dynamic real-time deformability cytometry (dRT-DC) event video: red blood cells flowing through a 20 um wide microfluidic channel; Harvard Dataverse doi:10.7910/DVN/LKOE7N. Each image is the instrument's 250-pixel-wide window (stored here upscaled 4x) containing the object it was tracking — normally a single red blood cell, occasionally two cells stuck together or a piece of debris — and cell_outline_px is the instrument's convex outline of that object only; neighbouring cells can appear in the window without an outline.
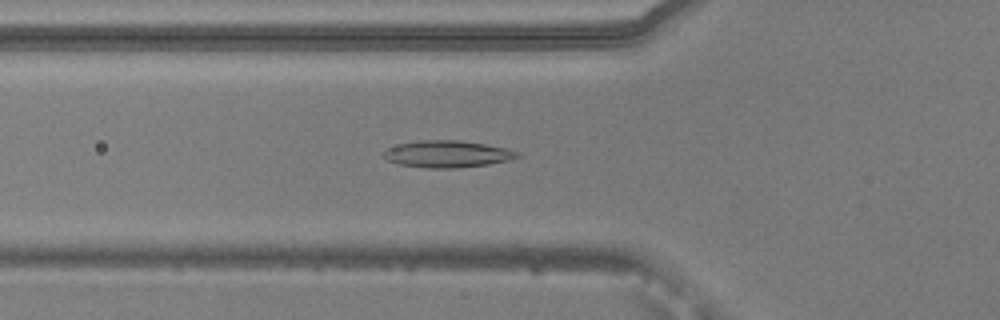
{"species": "common noctule bat (a hibernating species)", "species_latin": "Nyctalus noctula", "temperature_condition": "warm", "stored_images_in_passage": 52, "camera_frame_rate_fps": 3000, "um_per_image_px": 0.085, "animal": {"sex": "male", "body_mass_g": 20.5, "forearm_length_mm": 52.5}, "frame": {"image": 1, "passage_image": 18, "time_ms": 5.667, "image_size_px": [1000, 320], "cell_outline_px": [[520, 156], [508, 160], [488, 164], [456, 168], [424, 168], [400, 164], [388, 160], [384, 156], [384, 152], [388, 148], [400, 144], [420, 140], [460, 140], [484, 144], [504, 148], [520, 152]], "centroid_in_image_um": [38.03, 13.09], "position_along_channel_um": 87.8, "area_um2": 20.69}}
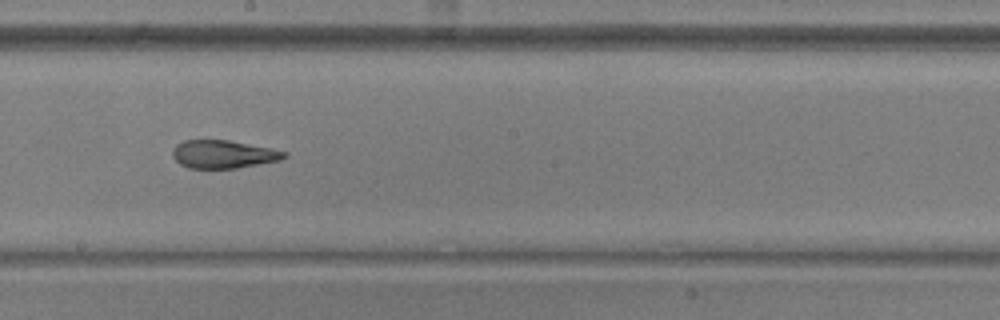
{"frame": {"image": 2, "passage_image": 29, "time_ms": 9.333, "image_size_px": [1000, 320], "cell_outline_px": [[288, 156], [280, 160], [236, 168], [188, 168], [180, 164], [172, 156], [172, 148], [176, 144], [184, 140], [228, 140], [288, 152]], "centroid_in_image_um": [18.95, 13.11], "position_along_channel_um": 229.3, "area_um2": 18.15}}
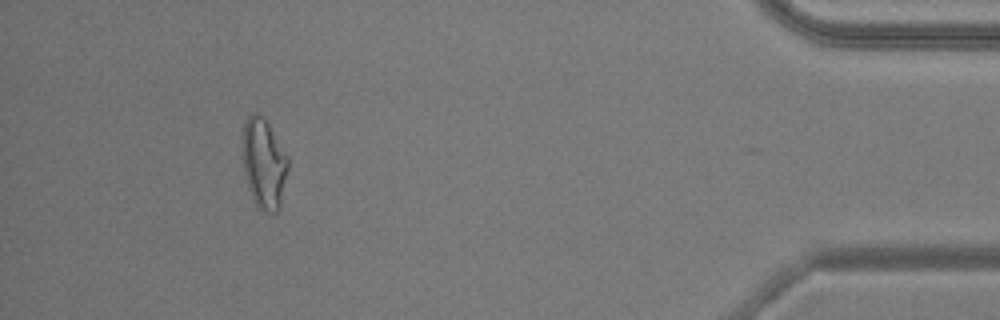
{"frame": {"image": 3, "passage_image": 48, "time_ms": 15.667, "image_size_px": [1000, 320], "cell_outline_px": [[288, 168], [280, 208], [276, 212], [268, 212], [260, 208], [256, 204], [248, 188], [244, 172], [244, 120], [252, 112], [256, 112], [264, 116], [288, 156]], "centroid_in_image_um": [22.45, 13.87], "position_along_channel_um": 412.7, "area_um2": 23.7}, "authors_computed_cell_mechanics": {"area_um2": 20.8369, "velocity_mm_per_s": 3.8235, "shape_relaxation_time_tau1_ms": null, "shape_relaxation_time_tau2_ms": 1.9661, "deformation_change_tau1": null, "deformation_change_tau2": 0.1087}}